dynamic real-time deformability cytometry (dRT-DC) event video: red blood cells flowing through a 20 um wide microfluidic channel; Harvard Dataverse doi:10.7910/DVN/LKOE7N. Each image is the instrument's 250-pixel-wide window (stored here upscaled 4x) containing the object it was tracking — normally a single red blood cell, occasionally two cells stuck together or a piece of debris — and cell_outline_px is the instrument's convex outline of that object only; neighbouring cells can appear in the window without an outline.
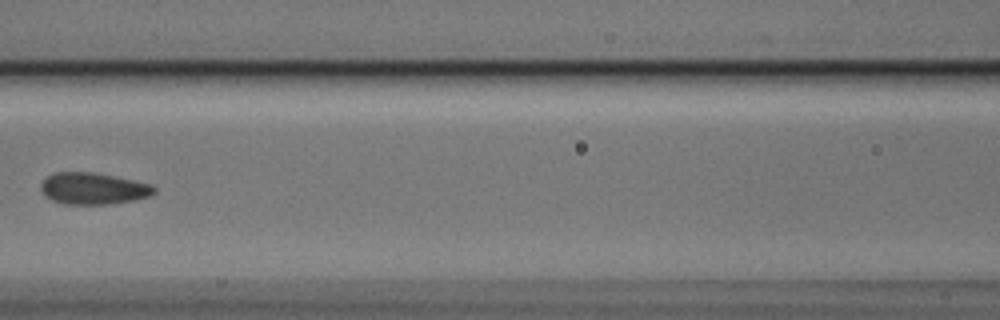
{"species": "Egyptian fruit bat (a non-hibernating species)", "species_latin": "Rousettus aegyptiacus", "temperature_condition": "cold", "stored_images_in_passage": 9, "camera_frame_rate_fps": 3000, "um_per_image_px": 0.085, "animal": {"sex": "male"}, "frame": {"image": 1, "passage_image": 8, "time_ms": 2.333, "image_size_px": [1000, 320], "cell_outline_px": [[156, 192], [148, 196], [136, 200], [112, 204], [64, 204], [52, 200], [44, 196], [40, 188], [40, 184], [48, 176], [56, 172], [96, 172], [152, 184], [156, 188]], "centroid_in_image_um": [7.93, 16.03], "position_along_channel_um": 158.7, "area_um2": 21.1}}
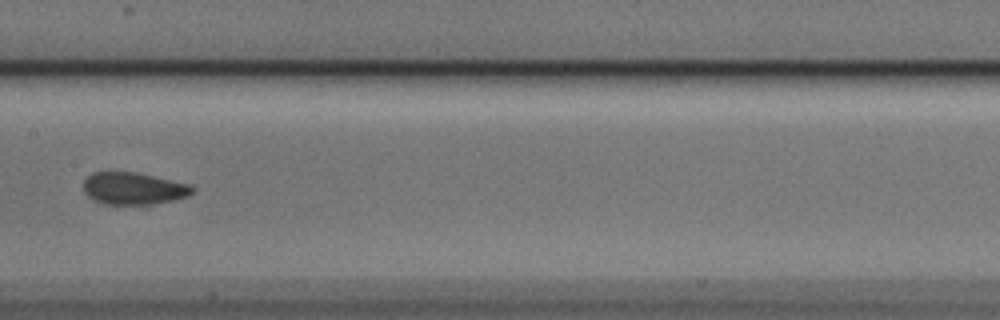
{"frame": {"image": 2, "passage_image": 9, "time_ms": 2.667, "image_size_px": [1000, 320], "cell_outline_px": [[196, 188], [188, 196], [172, 200], [152, 204], [100, 204], [92, 200], [84, 192], [84, 180], [92, 172], [108, 168], [136, 172], [192, 184]], "centroid_in_image_um": [11.3, 15.97], "position_along_channel_um": 196.1, "area_um2": 21.21}}